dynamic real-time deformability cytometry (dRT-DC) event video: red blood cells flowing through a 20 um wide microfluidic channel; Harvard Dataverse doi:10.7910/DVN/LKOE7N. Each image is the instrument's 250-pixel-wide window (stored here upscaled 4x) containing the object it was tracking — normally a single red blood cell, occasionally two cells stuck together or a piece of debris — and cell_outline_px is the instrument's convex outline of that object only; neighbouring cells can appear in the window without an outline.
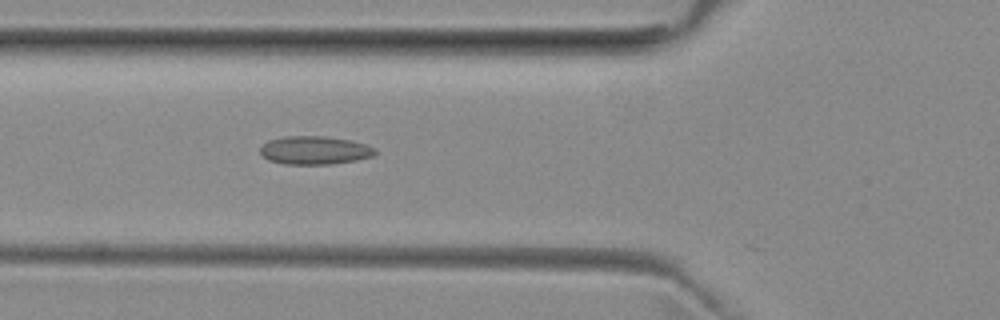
{"species": "common noctule bat (a hibernating species)", "species_latin": "Nyctalus noctula", "temperature_condition": "room temperature", "stored_images_in_passage": 33, "camera_frame_rate_fps": 3000, "um_per_image_px": 0.085, "animal": {"sex": "female", "body_mass_g": 29.2, "forearm_length_mm": 56.3}, "frame": {"image": 1, "passage_image": 8, "time_ms": 2.333, "image_size_px": [1000, 320], "cell_outline_px": [[376, 152], [372, 156], [356, 160], [332, 164], [284, 164], [268, 160], [260, 152], [260, 148], [268, 140], [284, 136], [324, 136], [352, 140], [376, 148]], "centroid_in_image_um": [26.74, 12.77], "position_along_channel_um": 99.1, "area_um2": 18.96}}
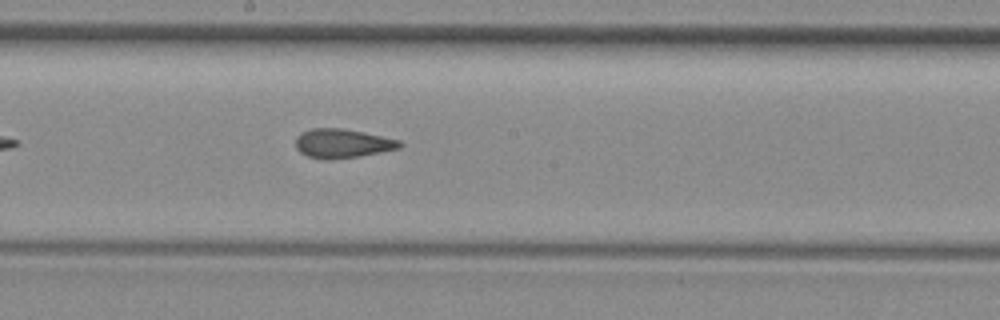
{"frame": {"image": 2, "passage_image": 17, "time_ms": 5.333, "image_size_px": [1000, 320], "cell_outline_px": [[404, 144], [400, 148], [360, 156], [332, 160], [324, 160], [308, 156], [300, 152], [296, 148], [296, 136], [300, 132], [312, 128], [340, 128], [364, 132], [400, 140]], "centroid_in_image_um": [29.09, 12.19], "position_along_channel_um": 219.1, "area_um2": 17.8}}
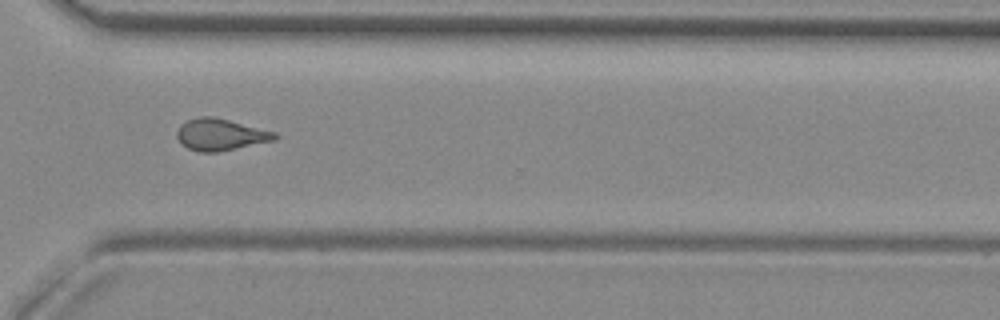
{"frame": {"image": 3, "passage_image": 27, "time_ms": 8.667, "image_size_px": [1000, 320], "cell_outline_px": [[280, 136], [276, 140], [216, 152], [200, 152], [188, 148], [176, 136], [176, 132], [180, 124], [188, 120], [200, 116], [212, 116], [276, 132]], "centroid_in_image_um": [18.76, 11.43], "position_along_channel_um": 351.8, "area_um2": 17.92}, "authors_computed_cell_mechanics": {"area_um2": 17.8024, "velocity_mm_per_s": 3.9905, "shape_relaxation_time_tau1_ms": null, "shape_relaxation_time_tau2_ms": 1.7206, "deformation_change_tau1": null, "deformation_change_tau2": 0.1038}}